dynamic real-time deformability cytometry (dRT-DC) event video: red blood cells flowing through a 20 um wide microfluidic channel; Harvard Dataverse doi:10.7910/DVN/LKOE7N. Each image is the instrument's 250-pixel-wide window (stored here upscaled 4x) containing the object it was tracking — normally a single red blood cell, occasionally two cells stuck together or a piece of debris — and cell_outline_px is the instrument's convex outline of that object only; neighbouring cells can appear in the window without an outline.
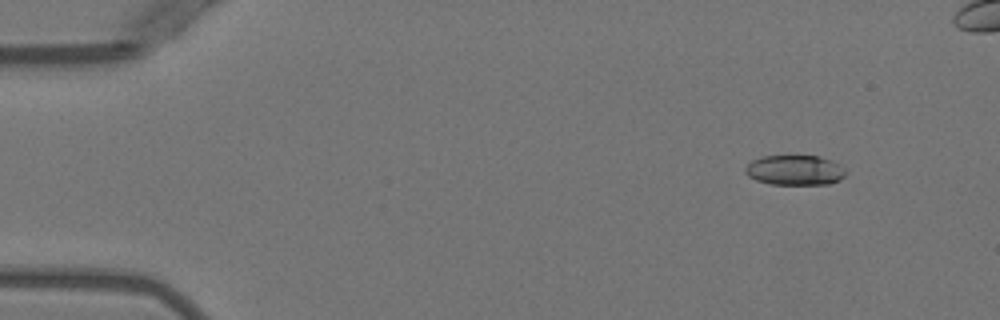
{"species": "Egyptian fruit bat (a non-hibernating species)", "species_latin": "Rousettus aegyptiacus", "temperature_condition": "warm", "stored_images_in_passage": 7, "camera_frame_rate_fps": 3000, "um_per_image_px": 0.085, "animal": {"sex": "female"}, "frame": {"image": 1, "passage_image": 2, "time_ms": 1.0, "image_size_px": [1000, 320], "cell_outline_px": [[844, 176], [840, 180], [828, 184], [772, 184], [756, 180], [748, 176], [744, 172], [744, 168], [752, 160], [764, 156], [816, 156], [832, 160], [840, 164], [844, 168]], "centroid_in_image_um": [67.55, 14.46], "position_along_channel_um": 17.4, "area_um2": 17.51}}
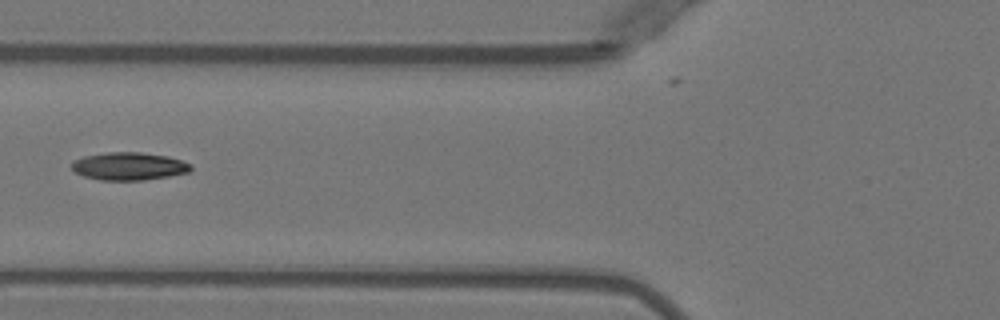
{"frame": {"image": 2, "passage_image": 5, "time_ms": 6.0, "image_size_px": [1000, 320], "cell_outline_px": [[192, 168], [188, 172], [168, 176], [144, 180], [100, 180], [84, 176], [76, 172], [72, 168], [72, 164], [76, 160], [84, 156], [108, 152], [140, 152], [168, 156], [192, 164]], "centroid_in_image_um": [10.98, 14.13], "position_along_channel_um": 114.8, "area_um2": 19.13}}
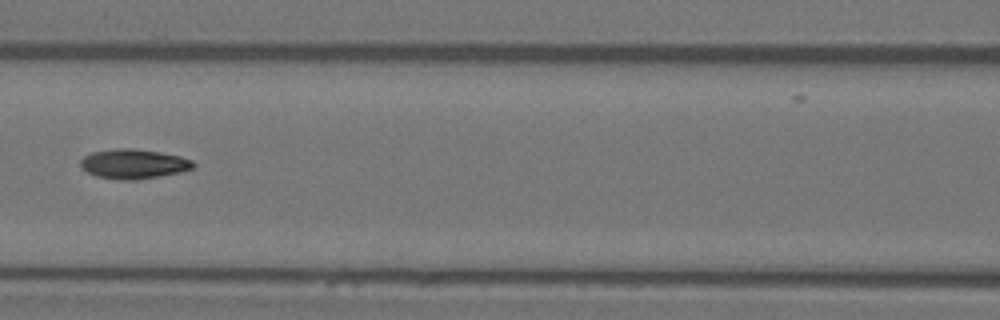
{"frame": {"image": 3, "passage_image": 6, "time_ms": 7.0, "image_size_px": [1000, 320], "cell_outline_px": [[196, 168], [180, 172], [160, 176], [132, 180], [120, 180], [96, 176], [80, 168], [80, 160], [84, 156], [92, 152], [112, 148], [132, 148], [160, 152], [180, 156], [192, 160], [196, 164]], "centroid_in_image_um": [11.36, 13.92], "position_along_channel_um": 155.2, "area_um2": 19.65}}